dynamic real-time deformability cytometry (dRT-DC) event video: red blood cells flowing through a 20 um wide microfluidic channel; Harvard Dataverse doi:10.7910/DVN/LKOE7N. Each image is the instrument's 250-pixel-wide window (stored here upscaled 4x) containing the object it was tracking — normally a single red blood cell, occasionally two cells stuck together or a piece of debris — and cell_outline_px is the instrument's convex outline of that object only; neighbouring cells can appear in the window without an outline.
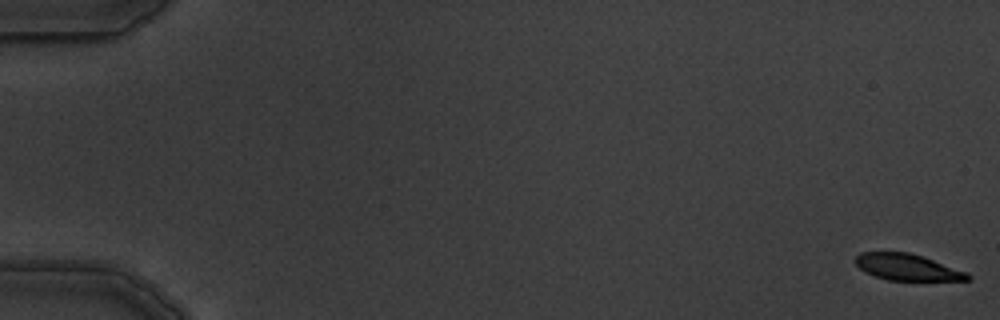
{"species": "common noctule bat (a hibernating species)", "species_latin": "Nyctalus noctula", "temperature_condition": "warm", "stored_images_in_passage": 5, "camera_frame_rate_fps": 3000, "um_per_image_px": 0.085, "animal": {"sex": "male", "body_mass_g": 19.5, "forearm_length_mm": 54.6}, "frame": {"image": 1, "passage_image": 1, "time_ms": 0.0, "image_size_px": [1000, 320], "cell_outline_px": [[972, 280], [888, 280], [876, 276], [860, 268], [852, 260], [860, 252], [908, 252], [968, 272], [972, 276]], "centroid_in_image_um": [77.12, 22.71], "position_along_channel_um": 7.9, "area_um2": 17.05}}
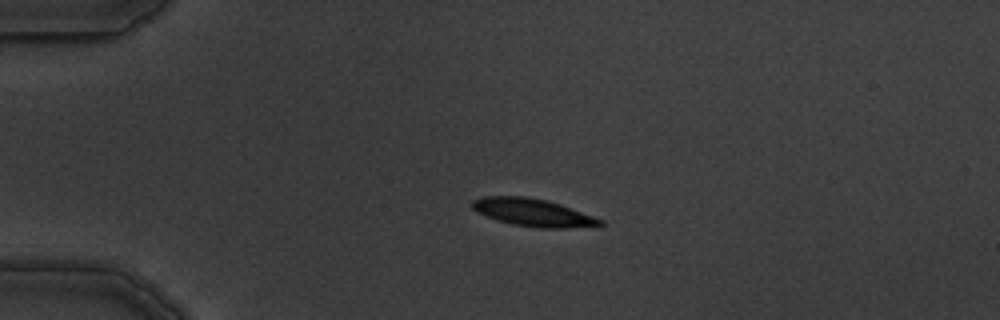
{"frame": {"image": 2, "passage_image": 4, "time_ms": 4.333, "image_size_px": [1000, 320], "cell_outline_px": [[604, 224], [564, 228], [540, 228], [512, 224], [476, 212], [468, 204], [472, 200], [484, 196], [528, 196], [548, 200], [560, 204], [604, 220]], "centroid_in_image_um": [45.25, 18.04], "position_along_channel_um": 39.8, "area_um2": 20.46}}